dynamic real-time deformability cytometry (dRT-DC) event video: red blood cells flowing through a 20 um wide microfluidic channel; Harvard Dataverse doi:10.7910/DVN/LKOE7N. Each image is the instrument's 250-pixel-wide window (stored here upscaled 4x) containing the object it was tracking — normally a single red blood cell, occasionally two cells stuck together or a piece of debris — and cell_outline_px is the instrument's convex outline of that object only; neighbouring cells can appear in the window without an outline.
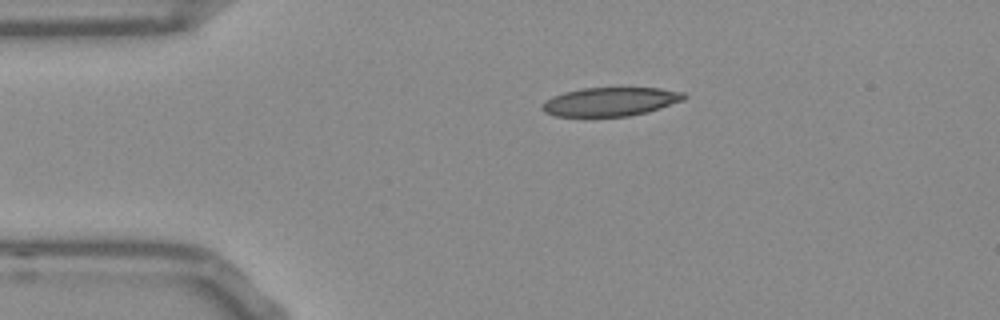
{"species": "Egyptian fruit bat (a non-hibernating species)", "species_latin": "Rousettus aegyptiacus", "temperature_condition": "room temperature", "stored_images_in_passage": 43, "camera_frame_rate_fps": 3000, "um_per_image_px": 0.085, "frame": {"image": 1, "passage_image": 1, "time_ms": 0.0, "image_size_px": [1000, 320], "cell_outline_px": [[688, 96], [684, 100], [648, 112], [628, 116], [556, 116], [544, 112], [540, 108], [540, 104], [544, 100], [552, 96], [564, 92], [580, 88], [660, 88], [684, 92]], "centroid_in_image_um": [51.86, 8.64], "position_along_channel_um": 33.1, "area_um2": 23.93}}
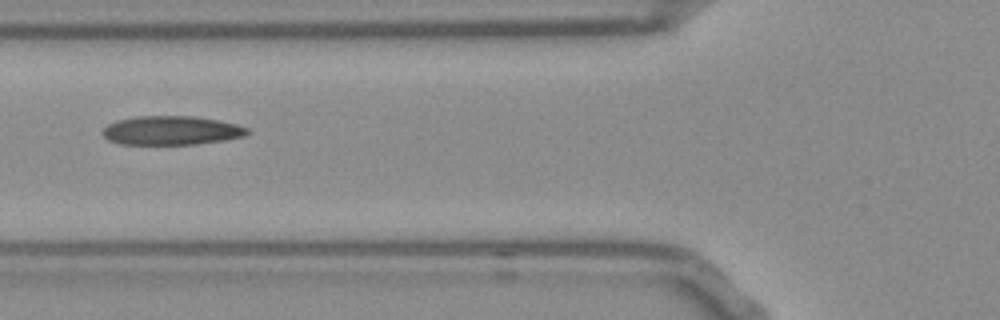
{"frame": {"image": 2, "passage_image": 10, "time_ms": 3.0, "image_size_px": [1000, 320], "cell_outline_px": [[248, 132], [244, 136], [224, 140], [196, 144], [120, 144], [108, 140], [100, 132], [108, 124], [116, 120], [136, 116], [192, 116], [216, 120], [236, 124], [248, 128]], "centroid_in_image_um": [14.52, 11.09], "position_along_channel_um": 111.3, "area_um2": 24.33}}
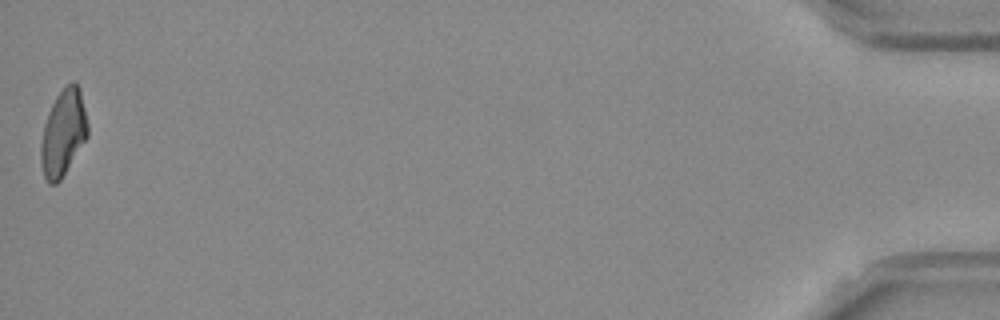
{"frame": {"image": 3, "passage_image": 43, "time_ms": 14.0, "image_size_px": [1000, 320], "cell_outline_px": [[88, 136], [60, 180], [56, 184], [48, 184], [44, 176], [40, 164], [40, 144], [44, 124], [48, 112], [56, 96], [72, 80], [76, 80], [80, 88], [88, 124]], "centroid_in_image_um": [5.36, 11.29], "position_along_channel_um": 429.8, "area_um2": 23.64}, "authors_computed_cell_mechanics": {"area_um2": 24.2182, "velocity_mm_per_s": 3.8184, "shape_relaxation_time_tau1_ms": null, "shape_relaxation_time_tau2_ms": 3.7597, "deformation_change_tau1": null, "deformation_change_tau2": 0.132}}